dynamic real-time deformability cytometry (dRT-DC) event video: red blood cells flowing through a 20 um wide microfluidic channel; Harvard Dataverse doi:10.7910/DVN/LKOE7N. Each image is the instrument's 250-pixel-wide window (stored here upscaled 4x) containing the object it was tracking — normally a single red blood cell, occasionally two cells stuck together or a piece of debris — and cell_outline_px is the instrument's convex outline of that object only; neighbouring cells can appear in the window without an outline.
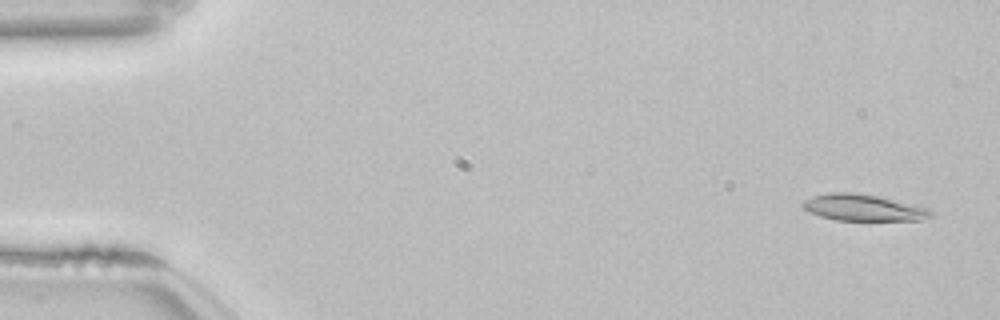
{"species": "common noctule bat (a hibernating species)", "species_latin": "Nyctalus noctula", "temperature_condition": "room temperature", "stored_images_in_passage": 12, "camera_frame_rate_fps": 3000, "um_per_image_px": 0.085, "animal": {"sex": "female", "body_mass_g": 22.7, "forearm_length_mm": 54.2}, "frame": {"image": 1, "passage_image": 1, "time_ms": 0.0, "image_size_px": [1000, 320], "cell_outline_px": [[932, 216], [920, 220], [836, 220], [820, 216], [808, 212], [800, 204], [804, 200], [812, 196], [832, 192], [852, 192], [876, 196], [928, 208], [932, 212]], "centroid_in_image_um": [73.32, 17.65], "position_along_channel_um": 11.7, "area_um2": 19.54}}